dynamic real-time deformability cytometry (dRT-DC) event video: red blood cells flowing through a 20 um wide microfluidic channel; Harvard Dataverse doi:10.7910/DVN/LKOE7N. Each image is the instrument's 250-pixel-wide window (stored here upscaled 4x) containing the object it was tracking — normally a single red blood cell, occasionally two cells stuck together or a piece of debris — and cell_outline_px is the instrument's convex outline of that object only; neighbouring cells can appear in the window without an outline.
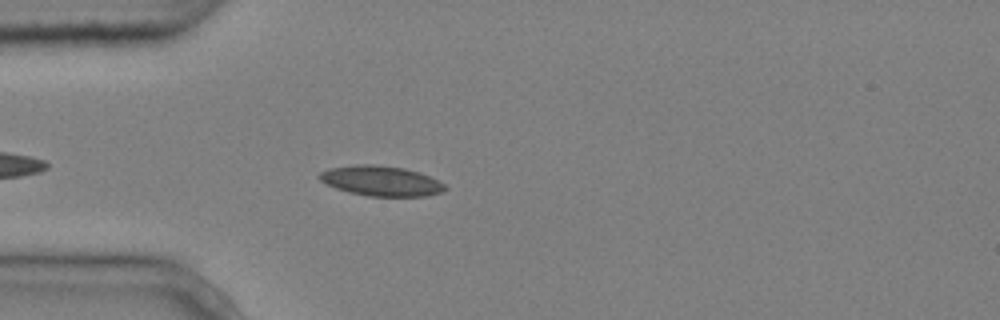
{"species": "common noctule bat (a hibernating species)", "species_latin": "Nyctalus noctula", "temperature_condition": "cold", "stored_images_in_passage": 4, "camera_frame_rate_fps": 3000, "um_per_image_px": 0.085, "animal": {"sex": "male", "body_mass_g": 20.4}, "frame": {"image": 1, "passage_image": 4, "time_ms": 1.0, "image_size_px": [1000, 320], "cell_outline_px": [[448, 188], [444, 192], [428, 196], [368, 196], [348, 192], [336, 188], [320, 180], [316, 176], [320, 172], [332, 168], [356, 164], [372, 164], [404, 168], [428, 176], [444, 184]], "centroid_in_image_um": [32.39, 15.38], "position_along_channel_um": 52.6, "area_um2": 21.91}}